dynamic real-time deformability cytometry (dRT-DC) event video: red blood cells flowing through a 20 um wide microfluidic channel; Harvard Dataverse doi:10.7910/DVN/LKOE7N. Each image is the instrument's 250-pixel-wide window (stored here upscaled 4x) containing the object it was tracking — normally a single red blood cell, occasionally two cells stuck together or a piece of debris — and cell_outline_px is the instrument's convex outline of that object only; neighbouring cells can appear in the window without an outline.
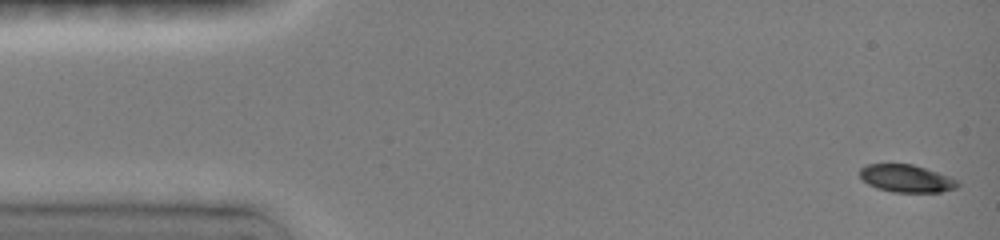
{"species": "common noctule bat (a hibernating species)", "species_latin": "Nyctalus noctula", "temperature_condition": "room temperature", "stored_images_in_passage": 47, "camera_frame_rate_fps": 3000, "um_per_image_px": 0.085, "animal": {"sex": "female", "body_mass_g": 19.0, "forearm_length_mm": 51.5}, "frame": {"image": 1, "passage_image": 1, "time_ms": 0.0, "image_size_px": [1000, 240], "cell_outline_px": [[960, 184], [956, 188], [940, 192], [892, 192], [876, 188], [868, 184], [860, 176], [860, 168], [868, 164], [912, 164], [960, 180]], "centroid_in_image_um": [77.05, 15.18], "position_along_channel_um": 7.9, "area_um2": 15.66}}
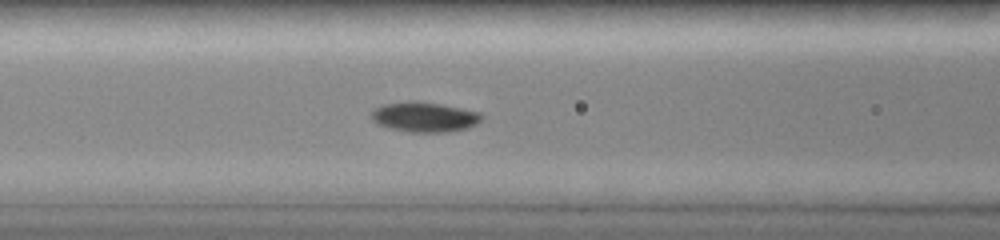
{"frame": {"image": 2, "passage_image": 19, "time_ms": 6.0, "image_size_px": [1000, 240], "cell_outline_px": [[484, 120], [468, 128], [448, 132], [408, 132], [388, 128], [376, 124], [368, 116], [376, 108], [384, 104], [440, 104], [480, 112], [484, 116]], "centroid_in_image_um": [36.12, 10.0], "position_along_channel_um": 130.5, "area_um2": 18.73}}
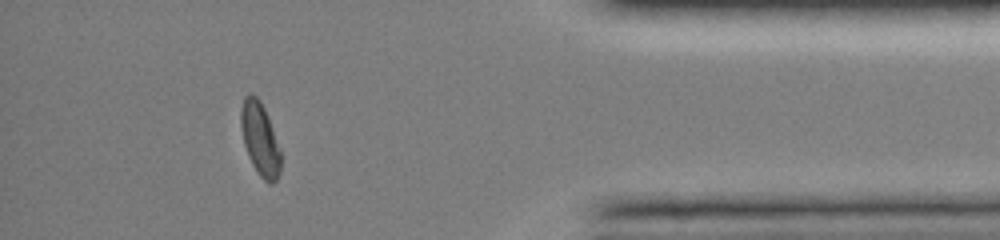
{"frame": {"image": 3, "passage_image": 42, "time_ms": 13.667, "image_size_px": [1000, 240], "cell_outline_px": [[280, 172], [276, 180], [272, 184], [268, 184], [260, 176], [252, 164], [248, 156], [244, 144], [240, 124], [240, 108], [244, 96], [248, 92], [256, 96], [260, 100], [264, 108], [280, 148]], "centroid_in_image_um": [22.08, 11.8], "position_along_channel_um": 413.1, "area_um2": 16.99}, "authors_computed_cell_mechanics": {"area_um2": 17.8602, "velocity_mm_per_s": 4.0302, "shape_relaxation_time_tau1_ms": 2.7311, "shape_relaxation_time_tau2_ms": null, "deformation_change_tau1": 0.1445, "deformation_change_tau2": null}}